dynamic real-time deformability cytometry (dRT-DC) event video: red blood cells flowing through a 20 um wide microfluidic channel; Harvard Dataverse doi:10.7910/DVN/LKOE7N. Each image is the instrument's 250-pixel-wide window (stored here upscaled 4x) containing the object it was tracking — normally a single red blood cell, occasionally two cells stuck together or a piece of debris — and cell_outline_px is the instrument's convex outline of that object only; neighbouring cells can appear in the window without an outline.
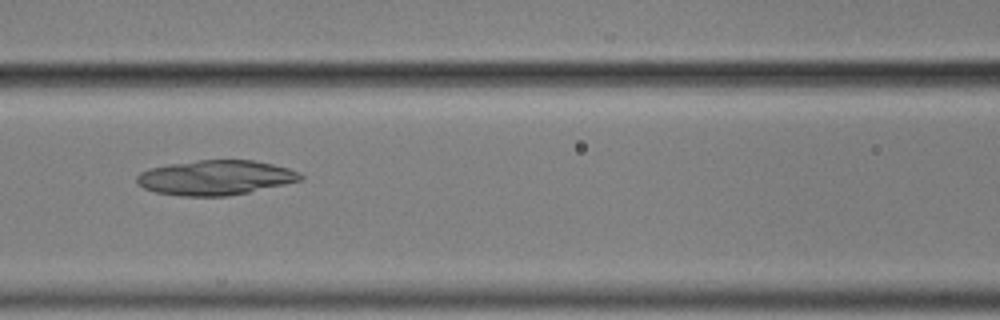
{"species": "common noctule bat (a hibernating species)", "species_latin": "Nyctalus noctula", "temperature_condition": "cold", "stored_images_in_passage": 57, "camera_frame_rate_fps": 3000, "um_per_image_px": 0.085, "animal": {"sex": "male", "body_mass_g": 17.9}, "frame": {"image": 1, "passage_image": 25, "time_ms": 8.0, "image_size_px": [1000, 320], "cell_outline_px": [[304, 176], [300, 180], [284, 184], [248, 192], [228, 196], [180, 196], [156, 192], [144, 188], [136, 184], [136, 176], [140, 172], [148, 168], [168, 164], [196, 160], [252, 160], [272, 164], [288, 168], [300, 172]], "centroid_in_image_um": [18.27, 15.09], "position_along_channel_um": 148.3, "area_um2": 33.23}}
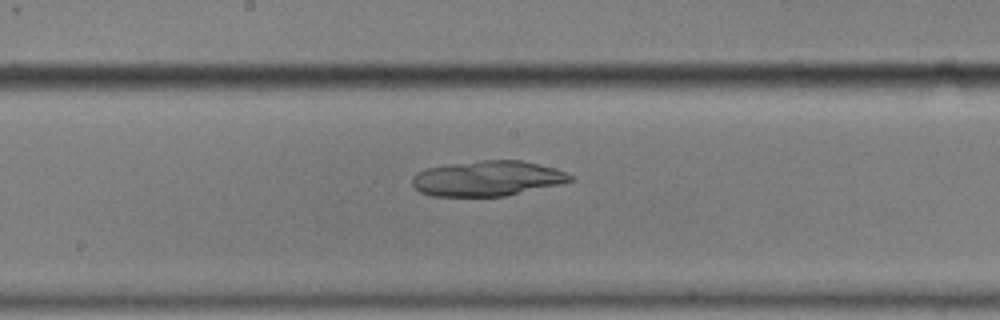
{"frame": {"image": 2, "passage_image": 30, "time_ms": 9.667, "image_size_px": [1000, 320], "cell_outline_px": [[572, 180], [560, 184], [504, 196], [432, 196], [420, 192], [412, 184], [412, 176], [416, 172], [424, 168], [444, 164], [480, 160], [520, 160], [556, 168], [572, 176]], "centroid_in_image_um": [41.36, 15.15], "position_along_channel_um": 206.8, "area_um2": 32.54}}
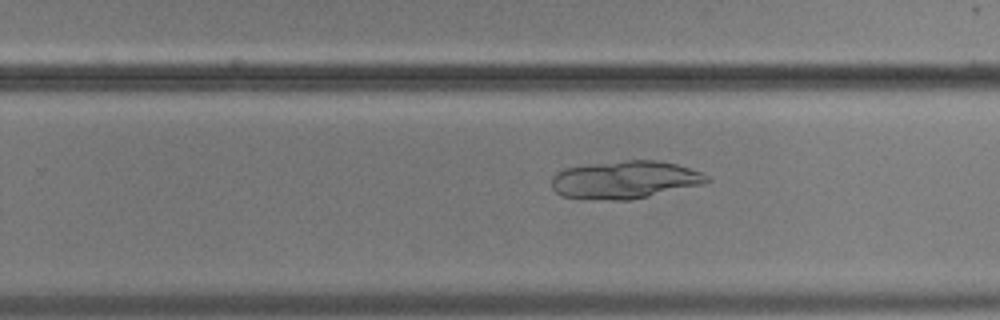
{"frame": {"image": 3, "passage_image": 36, "time_ms": 11.667, "image_size_px": [1000, 320], "cell_outline_px": [[712, 180], [704, 184], [632, 200], [612, 200], [560, 196], [552, 188], [552, 176], [556, 172], [564, 168], [588, 164], [624, 160], [656, 160], [676, 164], [700, 172], [708, 176]], "centroid_in_image_um": [53.12, 15.28], "position_along_channel_um": 276.7, "area_um2": 34.28}}